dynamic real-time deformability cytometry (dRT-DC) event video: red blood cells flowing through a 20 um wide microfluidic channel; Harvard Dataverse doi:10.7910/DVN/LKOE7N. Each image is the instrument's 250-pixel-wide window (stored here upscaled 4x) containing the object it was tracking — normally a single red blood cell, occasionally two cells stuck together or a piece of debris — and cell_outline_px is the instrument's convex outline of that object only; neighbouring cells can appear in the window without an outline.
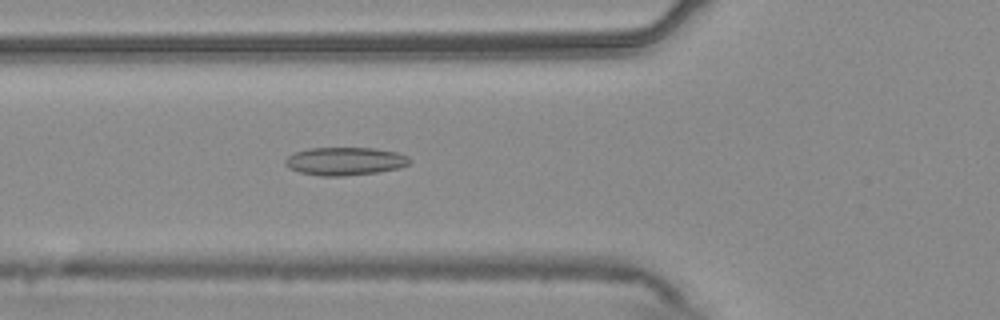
{"species": "common noctule bat (a hibernating species)", "species_latin": "Nyctalus noctula", "temperature_condition": "warm", "stored_images_in_passage": 53, "camera_frame_rate_fps": 3000, "um_per_image_px": 0.085, "animal": {"sex": "male", "body_mass_g": 20.4}, "frame": {"image": 1, "passage_image": 19, "time_ms": 6.0, "image_size_px": [1000, 320], "cell_outline_px": [[412, 160], [408, 164], [400, 168], [376, 172], [344, 176], [320, 176], [300, 172], [288, 168], [284, 164], [284, 160], [288, 156], [296, 152], [308, 148], [372, 148], [396, 152], [408, 156]], "centroid_in_image_um": [29.31, 13.7], "position_along_channel_um": 96.5, "area_um2": 20.35}}
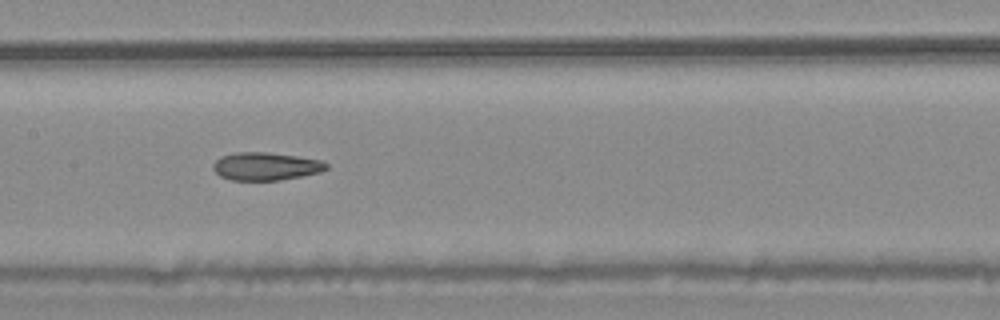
{"frame": {"image": 2, "passage_image": 26, "time_ms": 8.333, "image_size_px": [1000, 320], "cell_outline_px": [[328, 168], [320, 172], [280, 180], [232, 180], [220, 176], [212, 168], [212, 164], [220, 156], [236, 152], [264, 152], [296, 156], [320, 160], [328, 164]], "centroid_in_image_um": [22.56, 14.13], "position_along_channel_um": 184.8, "area_um2": 18.32}}
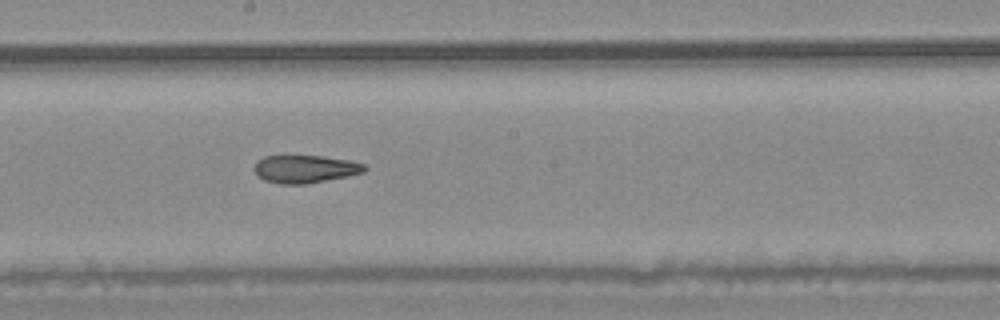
{"frame": {"image": 3, "passage_image": 29, "time_ms": 9.333, "image_size_px": [1000, 320], "cell_outline_px": [[368, 168], [364, 172], [348, 176], [304, 184], [280, 184], [264, 180], [256, 176], [252, 168], [256, 160], [264, 156], [320, 156], [348, 160], [364, 164]], "centroid_in_image_um": [25.87, 14.36], "position_along_channel_um": 222.3, "area_um2": 17.98}, "authors_computed_cell_mechanics": {"area_um2": 19.8254, "velocity_mm_per_s": 3.7606, "shape_relaxation_time_tau1_ms": null, "shape_relaxation_time_tau2_ms": 4.2173, "deformation_change_tau1": null, "deformation_change_tau2": 0.1181}}